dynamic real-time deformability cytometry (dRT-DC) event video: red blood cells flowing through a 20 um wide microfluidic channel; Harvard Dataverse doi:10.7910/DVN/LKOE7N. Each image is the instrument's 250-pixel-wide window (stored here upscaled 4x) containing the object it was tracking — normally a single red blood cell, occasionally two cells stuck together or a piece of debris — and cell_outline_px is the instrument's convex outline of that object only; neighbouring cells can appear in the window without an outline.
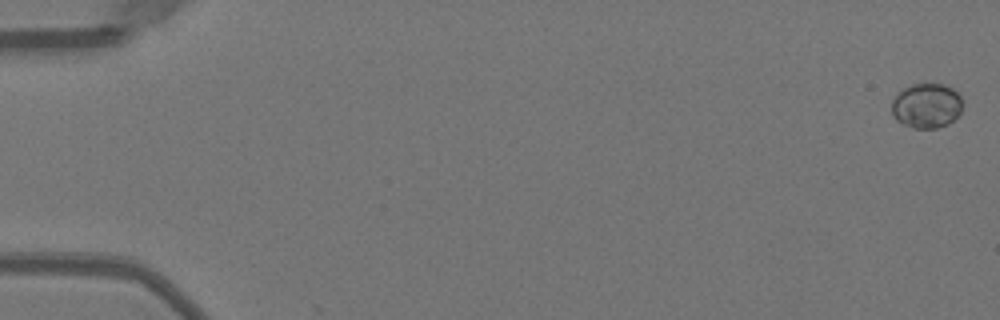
{"species": "Egyptian fruit bat (a non-hibernating species)", "species_latin": "Rousettus aegyptiacus", "temperature_condition": "warm", "stored_images_in_passage": 2, "camera_frame_rate_fps": 3000, "um_per_image_px": 0.085, "animal": {"sex": "female"}, "frame": {"image": 1, "passage_image": 1, "time_ms": 0.0, "image_size_px": [1000, 320], "cell_outline_px": [[964, 104], [960, 112], [948, 124], [936, 128], [912, 128], [896, 120], [892, 112], [892, 100], [904, 88], [912, 84], [944, 84], [952, 88], [960, 96]], "centroid_in_image_um": [78.77, 8.98], "position_along_channel_um": 6.2, "area_um2": 18.44}}